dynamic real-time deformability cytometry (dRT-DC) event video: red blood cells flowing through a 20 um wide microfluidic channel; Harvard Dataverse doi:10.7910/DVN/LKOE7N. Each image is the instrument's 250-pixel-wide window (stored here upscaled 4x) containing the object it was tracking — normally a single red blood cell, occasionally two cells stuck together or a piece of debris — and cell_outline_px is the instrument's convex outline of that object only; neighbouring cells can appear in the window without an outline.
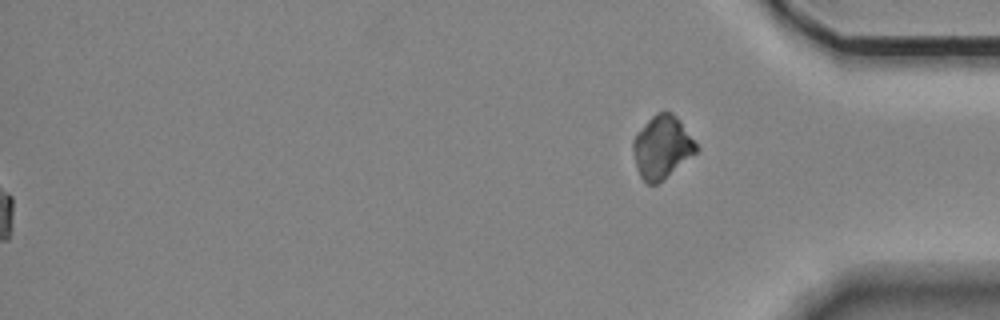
{"species": "Egyptian fruit bat (a non-hibernating species)", "species_latin": "Rousettus aegyptiacus", "temperature_condition": "room temperature", "stored_images_in_passage": 55, "segment_of_instrument_passage": [2, 2], "camera_frame_rate_fps": 3000, "um_per_image_px": 0.085, "animal": {"sex": "female"}, "frame": {"image": 1, "passage_image": 55, "time_ms": 18.0, "image_size_px": [1000, 320], "cell_outline_px": [[700, 148], [696, 152], [656, 184], [648, 184], [640, 176], [636, 168], [632, 148], [632, 140], [636, 132], [656, 112], [672, 112], [680, 120]], "centroid_in_image_um": [56.24, 12.47], "position_along_channel_um": 379.0, "area_um2": 22.89}}